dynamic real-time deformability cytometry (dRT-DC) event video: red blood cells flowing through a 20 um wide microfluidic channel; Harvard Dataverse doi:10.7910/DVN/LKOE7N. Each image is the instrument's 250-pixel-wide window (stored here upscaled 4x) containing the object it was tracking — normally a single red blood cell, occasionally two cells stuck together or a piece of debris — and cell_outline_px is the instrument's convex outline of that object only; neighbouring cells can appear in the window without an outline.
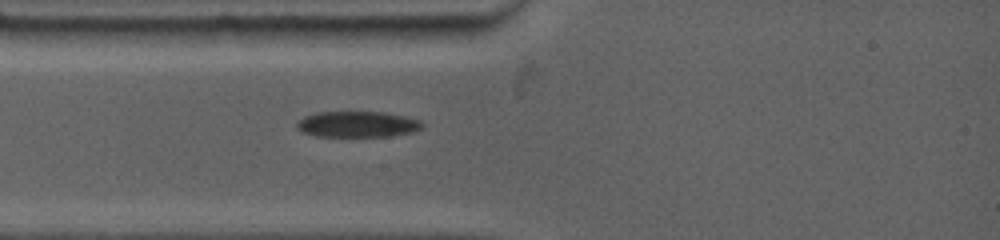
{"species": "common noctule bat (a hibernating species)", "species_latin": "Nyctalus noctula", "temperature_condition": "warm", "stored_images_in_passage": 38, "camera_frame_rate_fps": 4500, "um_per_image_px": 0.085, "animal": {"sex": "female", "body_mass_g": 19.0, "forearm_length_mm": 53.3}, "frame": {"image": 1, "passage_image": 1, "time_ms": 0.0, "image_size_px": [1000, 240], "cell_outline_px": [[424, 124], [420, 128], [412, 132], [388, 136], [316, 136], [300, 132], [296, 128], [296, 124], [304, 116], [316, 112], [384, 112], [404, 116], [420, 120]], "centroid_in_image_um": [30.34, 10.56], "position_along_channel_um": 54.7, "area_um2": 18.9}}
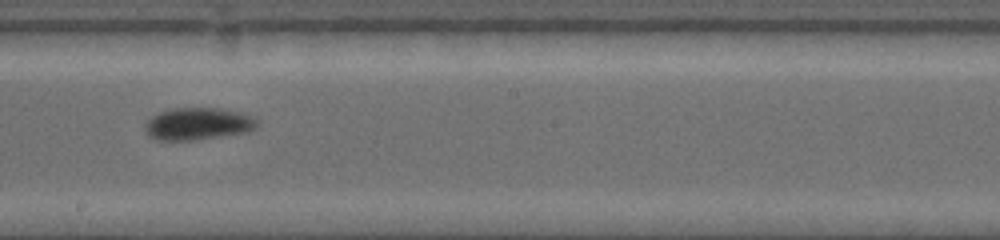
{"frame": {"image": 2, "passage_image": 12, "time_ms": 4.667, "image_size_px": [1000, 240], "cell_outline_px": [[260, 124], [256, 128], [248, 132], [192, 140], [156, 140], [148, 136], [144, 128], [144, 124], [152, 116], [160, 112], [172, 108], [220, 108], [244, 112], [260, 120]], "centroid_in_image_um": [16.87, 10.52], "position_along_channel_um": 231.3, "area_um2": 21.39}}
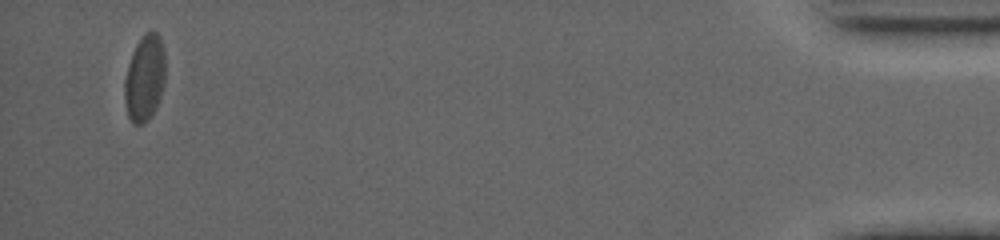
{"frame": {"image": 3, "passage_image": 33, "time_ms": 13.111, "image_size_px": [1000, 240], "cell_outline_px": [[164, 84], [156, 108], [148, 120], [144, 124], [136, 124], [128, 116], [124, 96], [124, 80], [128, 64], [132, 52], [136, 44], [144, 32], [156, 32], [160, 36], [164, 48]], "centroid_in_image_um": [12.29, 6.61], "position_along_channel_um": 422.9, "area_um2": 20.52}}